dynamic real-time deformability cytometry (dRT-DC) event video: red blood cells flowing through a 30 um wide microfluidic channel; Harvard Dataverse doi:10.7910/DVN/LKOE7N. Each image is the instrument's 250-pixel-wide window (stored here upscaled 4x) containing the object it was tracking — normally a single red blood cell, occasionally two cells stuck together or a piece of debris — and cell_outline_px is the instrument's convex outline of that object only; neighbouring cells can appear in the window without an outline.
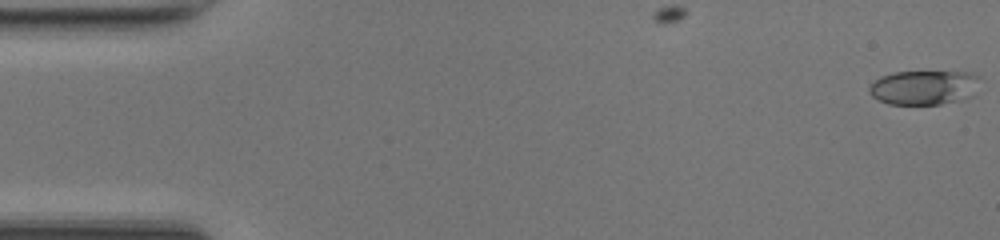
{"species": "common noctule bat (a hibernating species)", "species_latin": "Nyctalus noctula", "temperature_condition": "room temperature", "stored_images_in_passage": 10, "camera_frame_rate_fps": 3000, "um_per_image_px": 0.085, "animal": {"sex": "female", "body_mass_g": 17.0, "forearm_length_mm": 48.0}, "frame": {"image": 1, "passage_image": 1, "time_ms": 0.0, "image_size_px": [1000, 240], "cell_outline_px": [[980, 76], [956, 100], [940, 104], [888, 104], [872, 96], [868, 92], [868, 88], [880, 76], [892, 72], [972, 72]], "centroid_in_image_um": [78.32, 7.41], "position_along_channel_um": 6.7, "area_um2": 20.98}}